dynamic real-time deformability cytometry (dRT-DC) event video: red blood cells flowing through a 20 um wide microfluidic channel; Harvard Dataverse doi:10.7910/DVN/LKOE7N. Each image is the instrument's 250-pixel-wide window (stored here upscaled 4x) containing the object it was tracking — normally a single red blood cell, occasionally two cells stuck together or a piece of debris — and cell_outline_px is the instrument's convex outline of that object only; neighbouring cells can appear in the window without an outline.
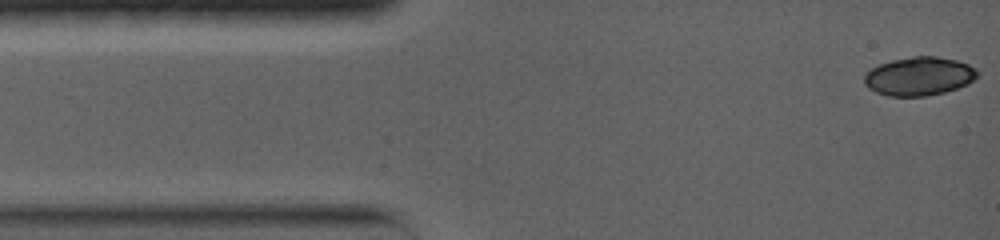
{"species": "common noctule bat (a hibernating species)", "species_latin": "Nyctalus noctula", "temperature_condition": "warm", "stored_images_in_passage": 4, "camera_frame_rate_fps": 5000, "um_per_image_px": 0.085, "animal": {"sex": "female", "body_mass_g": 19.0, "forearm_length_mm": 56.7}, "frame": {"image": 1, "passage_image": 1, "time_ms": 0.0, "image_size_px": [1000, 240], "cell_outline_px": [[980, 72], [968, 84], [944, 92], [924, 96], [888, 96], [876, 92], [868, 88], [864, 84], [864, 76], [872, 68], [880, 64], [892, 60], [912, 56], [936, 56], [956, 60], [968, 64], [976, 68]], "centroid_in_image_um": [78.12, 6.48], "position_along_channel_um": 6.9, "area_um2": 25.37}}